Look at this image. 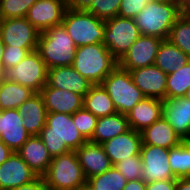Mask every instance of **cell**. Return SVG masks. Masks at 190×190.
<instances>
[{"label": "cell", "instance_id": "48", "mask_svg": "<svg viewBox=\"0 0 190 190\" xmlns=\"http://www.w3.org/2000/svg\"><path fill=\"white\" fill-rule=\"evenodd\" d=\"M4 69L0 68V84L4 81L5 77H4Z\"/></svg>", "mask_w": 190, "mask_h": 190}, {"label": "cell", "instance_id": "40", "mask_svg": "<svg viewBox=\"0 0 190 190\" xmlns=\"http://www.w3.org/2000/svg\"><path fill=\"white\" fill-rule=\"evenodd\" d=\"M176 179L160 180L146 183V190H175Z\"/></svg>", "mask_w": 190, "mask_h": 190}, {"label": "cell", "instance_id": "43", "mask_svg": "<svg viewBox=\"0 0 190 190\" xmlns=\"http://www.w3.org/2000/svg\"><path fill=\"white\" fill-rule=\"evenodd\" d=\"M123 190H146V182L142 179L127 181Z\"/></svg>", "mask_w": 190, "mask_h": 190}, {"label": "cell", "instance_id": "28", "mask_svg": "<svg viewBox=\"0 0 190 190\" xmlns=\"http://www.w3.org/2000/svg\"><path fill=\"white\" fill-rule=\"evenodd\" d=\"M97 118L116 113L113 101L102 84L92 85L89 92L84 96V104Z\"/></svg>", "mask_w": 190, "mask_h": 190}, {"label": "cell", "instance_id": "13", "mask_svg": "<svg viewBox=\"0 0 190 190\" xmlns=\"http://www.w3.org/2000/svg\"><path fill=\"white\" fill-rule=\"evenodd\" d=\"M162 40L154 36L141 35L118 62V65L128 71L154 65Z\"/></svg>", "mask_w": 190, "mask_h": 190}, {"label": "cell", "instance_id": "14", "mask_svg": "<svg viewBox=\"0 0 190 190\" xmlns=\"http://www.w3.org/2000/svg\"><path fill=\"white\" fill-rule=\"evenodd\" d=\"M135 86L149 98L166 99L167 74L156 65L130 70Z\"/></svg>", "mask_w": 190, "mask_h": 190}, {"label": "cell", "instance_id": "6", "mask_svg": "<svg viewBox=\"0 0 190 190\" xmlns=\"http://www.w3.org/2000/svg\"><path fill=\"white\" fill-rule=\"evenodd\" d=\"M62 25L77 47L102 43L105 21L86 10L66 9Z\"/></svg>", "mask_w": 190, "mask_h": 190}, {"label": "cell", "instance_id": "23", "mask_svg": "<svg viewBox=\"0 0 190 190\" xmlns=\"http://www.w3.org/2000/svg\"><path fill=\"white\" fill-rule=\"evenodd\" d=\"M16 152L39 177L46 173L52 161V156L38 135H32Z\"/></svg>", "mask_w": 190, "mask_h": 190}, {"label": "cell", "instance_id": "36", "mask_svg": "<svg viewBox=\"0 0 190 190\" xmlns=\"http://www.w3.org/2000/svg\"><path fill=\"white\" fill-rule=\"evenodd\" d=\"M121 2L122 0H93L86 11L105 21L118 16Z\"/></svg>", "mask_w": 190, "mask_h": 190}, {"label": "cell", "instance_id": "20", "mask_svg": "<svg viewBox=\"0 0 190 190\" xmlns=\"http://www.w3.org/2000/svg\"><path fill=\"white\" fill-rule=\"evenodd\" d=\"M102 146L111 164L114 165L124 158L140 155L142 146L141 133L129 129L125 133L105 141Z\"/></svg>", "mask_w": 190, "mask_h": 190}, {"label": "cell", "instance_id": "49", "mask_svg": "<svg viewBox=\"0 0 190 190\" xmlns=\"http://www.w3.org/2000/svg\"><path fill=\"white\" fill-rule=\"evenodd\" d=\"M157 2H182V0H153Z\"/></svg>", "mask_w": 190, "mask_h": 190}, {"label": "cell", "instance_id": "15", "mask_svg": "<svg viewBox=\"0 0 190 190\" xmlns=\"http://www.w3.org/2000/svg\"><path fill=\"white\" fill-rule=\"evenodd\" d=\"M38 177L17 152H13L0 165V190H11L29 184Z\"/></svg>", "mask_w": 190, "mask_h": 190}, {"label": "cell", "instance_id": "22", "mask_svg": "<svg viewBox=\"0 0 190 190\" xmlns=\"http://www.w3.org/2000/svg\"><path fill=\"white\" fill-rule=\"evenodd\" d=\"M126 116L129 128L141 132L163 116V101L145 97Z\"/></svg>", "mask_w": 190, "mask_h": 190}, {"label": "cell", "instance_id": "47", "mask_svg": "<svg viewBox=\"0 0 190 190\" xmlns=\"http://www.w3.org/2000/svg\"><path fill=\"white\" fill-rule=\"evenodd\" d=\"M5 44L2 41L0 36V68H2V58H3V51H4Z\"/></svg>", "mask_w": 190, "mask_h": 190}, {"label": "cell", "instance_id": "26", "mask_svg": "<svg viewBox=\"0 0 190 190\" xmlns=\"http://www.w3.org/2000/svg\"><path fill=\"white\" fill-rule=\"evenodd\" d=\"M129 124L127 116L116 112L112 115L98 118L95 132L90 142L102 144L117 135L123 134L128 131Z\"/></svg>", "mask_w": 190, "mask_h": 190}, {"label": "cell", "instance_id": "39", "mask_svg": "<svg viewBox=\"0 0 190 190\" xmlns=\"http://www.w3.org/2000/svg\"><path fill=\"white\" fill-rule=\"evenodd\" d=\"M150 0H122L118 16L134 19Z\"/></svg>", "mask_w": 190, "mask_h": 190}, {"label": "cell", "instance_id": "7", "mask_svg": "<svg viewBox=\"0 0 190 190\" xmlns=\"http://www.w3.org/2000/svg\"><path fill=\"white\" fill-rule=\"evenodd\" d=\"M102 86L117 112L127 115L146 96L135 86L130 72L119 65L103 80Z\"/></svg>", "mask_w": 190, "mask_h": 190}, {"label": "cell", "instance_id": "37", "mask_svg": "<svg viewBox=\"0 0 190 190\" xmlns=\"http://www.w3.org/2000/svg\"><path fill=\"white\" fill-rule=\"evenodd\" d=\"M127 181L142 179V161L140 155L124 158L113 165Z\"/></svg>", "mask_w": 190, "mask_h": 190}, {"label": "cell", "instance_id": "38", "mask_svg": "<svg viewBox=\"0 0 190 190\" xmlns=\"http://www.w3.org/2000/svg\"><path fill=\"white\" fill-rule=\"evenodd\" d=\"M35 50H37V48L5 46L2 58V68L5 71L6 69L18 65L30 52Z\"/></svg>", "mask_w": 190, "mask_h": 190}, {"label": "cell", "instance_id": "51", "mask_svg": "<svg viewBox=\"0 0 190 190\" xmlns=\"http://www.w3.org/2000/svg\"><path fill=\"white\" fill-rule=\"evenodd\" d=\"M76 190H90L87 186Z\"/></svg>", "mask_w": 190, "mask_h": 190}, {"label": "cell", "instance_id": "11", "mask_svg": "<svg viewBox=\"0 0 190 190\" xmlns=\"http://www.w3.org/2000/svg\"><path fill=\"white\" fill-rule=\"evenodd\" d=\"M39 34L26 17L0 19V36L5 46L37 48Z\"/></svg>", "mask_w": 190, "mask_h": 190}, {"label": "cell", "instance_id": "10", "mask_svg": "<svg viewBox=\"0 0 190 190\" xmlns=\"http://www.w3.org/2000/svg\"><path fill=\"white\" fill-rule=\"evenodd\" d=\"M140 156L143 168L142 180L146 183L176 179L169 164V149L142 144Z\"/></svg>", "mask_w": 190, "mask_h": 190}, {"label": "cell", "instance_id": "2", "mask_svg": "<svg viewBox=\"0 0 190 190\" xmlns=\"http://www.w3.org/2000/svg\"><path fill=\"white\" fill-rule=\"evenodd\" d=\"M118 66V61L102 43L77 47L72 67L92 85L103 80Z\"/></svg>", "mask_w": 190, "mask_h": 190}, {"label": "cell", "instance_id": "17", "mask_svg": "<svg viewBox=\"0 0 190 190\" xmlns=\"http://www.w3.org/2000/svg\"><path fill=\"white\" fill-rule=\"evenodd\" d=\"M47 113L72 115L83 107L84 97L67 90L56 89L46 84L40 91Z\"/></svg>", "mask_w": 190, "mask_h": 190}, {"label": "cell", "instance_id": "24", "mask_svg": "<svg viewBox=\"0 0 190 190\" xmlns=\"http://www.w3.org/2000/svg\"><path fill=\"white\" fill-rule=\"evenodd\" d=\"M23 125L31 135H39L45 126L47 109L40 93H35L17 108Z\"/></svg>", "mask_w": 190, "mask_h": 190}, {"label": "cell", "instance_id": "5", "mask_svg": "<svg viewBox=\"0 0 190 190\" xmlns=\"http://www.w3.org/2000/svg\"><path fill=\"white\" fill-rule=\"evenodd\" d=\"M42 178L49 190H76L87 183L74 151L53 157Z\"/></svg>", "mask_w": 190, "mask_h": 190}, {"label": "cell", "instance_id": "29", "mask_svg": "<svg viewBox=\"0 0 190 190\" xmlns=\"http://www.w3.org/2000/svg\"><path fill=\"white\" fill-rule=\"evenodd\" d=\"M34 94L35 92L29 87L4 79L0 84V109H17Z\"/></svg>", "mask_w": 190, "mask_h": 190}, {"label": "cell", "instance_id": "35", "mask_svg": "<svg viewBox=\"0 0 190 190\" xmlns=\"http://www.w3.org/2000/svg\"><path fill=\"white\" fill-rule=\"evenodd\" d=\"M72 119L78 131L82 136L90 141L98 122V118L88 111L85 107H82L74 114H72Z\"/></svg>", "mask_w": 190, "mask_h": 190}, {"label": "cell", "instance_id": "12", "mask_svg": "<svg viewBox=\"0 0 190 190\" xmlns=\"http://www.w3.org/2000/svg\"><path fill=\"white\" fill-rule=\"evenodd\" d=\"M67 9L66 0H37L28 10L27 20L40 33L62 25Z\"/></svg>", "mask_w": 190, "mask_h": 190}, {"label": "cell", "instance_id": "46", "mask_svg": "<svg viewBox=\"0 0 190 190\" xmlns=\"http://www.w3.org/2000/svg\"><path fill=\"white\" fill-rule=\"evenodd\" d=\"M175 190H190V178L176 179Z\"/></svg>", "mask_w": 190, "mask_h": 190}, {"label": "cell", "instance_id": "4", "mask_svg": "<svg viewBox=\"0 0 190 190\" xmlns=\"http://www.w3.org/2000/svg\"><path fill=\"white\" fill-rule=\"evenodd\" d=\"M77 46L63 25L39 34L37 51L48 69L72 66Z\"/></svg>", "mask_w": 190, "mask_h": 190}, {"label": "cell", "instance_id": "45", "mask_svg": "<svg viewBox=\"0 0 190 190\" xmlns=\"http://www.w3.org/2000/svg\"><path fill=\"white\" fill-rule=\"evenodd\" d=\"M181 15L190 21V0H182L180 5Z\"/></svg>", "mask_w": 190, "mask_h": 190}, {"label": "cell", "instance_id": "30", "mask_svg": "<svg viewBox=\"0 0 190 190\" xmlns=\"http://www.w3.org/2000/svg\"><path fill=\"white\" fill-rule=\"evenodd\" d=\"M169 164L176 179L190 178V140L169 149Z\"/></svg>", "mask_w": 190, "mask_h": 190}, {"label": "cell", "instance_id": "44", "mask_svg": "<svg viewBox=\"0 0 190 190\" xmlns=\"http://www.w3.org/2000/svg\"><path fill=\"white\" fill-rule=\"evenodd\" d=\"M3 141L0 140V165L5 162L13 153Z\"/></svg>", "mask_w": 190, "mask_h": 190}, {"label": "cell", "instance_id": "1", "mask_svg": "<svg viewBox=\"0 0 190 190\" xmlns=\"http://www.w3.org/2000/svg\"><path fill=\"white\" fill-rule=\"evenodd\" d=\"M53 157L75 151L87 140L76 128L72 115L47 113L45 126L38 135Z\"/></svg>", "mask_w": 190, "mask_h": 190}, {"label": "cell", "instance_id": "50", "mask_svg": "<svg viewBox=\"0 0 190 190\" xmlns=\"http://www.w3.org/2000/svg\"><path fill=\"white\" fill-rule=\"evenodd\" d=\"M185 99L189 100L190 101V87L189 89L186 91V93L184 94L183 96Z\"/></svg>", "mask_w": 190, "mask_h": 190}, {"label": "cell", "instance_id": "8", "mask_svg": "<svg viewBox=\"0 0 190 190\" xmlns=\"http://www.w3.org/2000/svg\"><path fill=\"white\" fill-rule=\"evenodd\" d=\"M140 36L134 19L116 16L105 20L103 45L118 62Z\"/></svg>", "mask_w": 190, "mask_h": 190}, {"label": "cell", "instance_id": "33", "mask_svg": "<svg viewBox=\"0 0 190 190\" xmlns=\"http://www.w3.org/2000/svg\"><path fill=\"white\" fill-rule=\"evenodd\" d=\"M190 57V21L180 15L167 38Z\"/></svg>", "mask_w": 190, "mask_h": 190}, {"label": "cell", "instance_id": "31", "mask_svg": "<svg viewBox=\"0 0 190 190\" xmlns=\"http://www.w3.org/2000/svg\"><path fill=\"white\" fill-rule=\"evenodd\" d=\"M127 179L114 166L102 174L87 180L86 186L90 190H123Z\"/></svg>", "mask_w": 190, "mask_h": 190}, {"label": "cell", "instance_id": "41", "mask_svg": "<svg viewBox=\"0 0 190 190\" xmlns=\"http://www.w3.org/2000/svg\"><path fill=\"white\" fill-rule=\"evenodd\" d=\"M11 190H49V189L46 186L44 179L42 177H38L36 180H34L29 184L22 185Z\"/></svg>", "mask_w": 190, "mask_h": 190}, {"label": "cell", "instance_id": "42", "mask_svg": "<svg viewBox=\"0 0 190 190\" xmlns=\"http://www.w3.org/2000/svg\"><path fill=\"white\" fill-rule=\"evenodd\" d=\"M93 0H66V6L71 10H87Z\"/></svg>", "mask_w": 190, "mask_h": 190}, {"label": "cell", "instance_id": "18", "mask_svg": "<svg viewBox=\"0 0 190 190\" xmlns=\"http://www.w3.org/2000/svg\"><path fill=\"white\" fill-rule=\"evenodd\" d=\"M163 117L183 140H190V101L184 97L163 101Z\"/></svg>", "mask_w": 190, "mask_h": 190}, {"label": "cell", "instance_id": "19", "mask_svg": "<svg viewBox=\"0 0 190 190\" xmlns=\"http://www.w3.org/2000/svg\"><path fill=\"white\" fill-rule=\"evenodd\" d=\"M74 152L87 180L104 173L113 166L102 144L87 141Z\"/></svg>", "mask_w": 190, "mask_h": 190}, {"label": "cell", "instance_id": "16", "mask_svg": "<svg viewBox=\"0 0 190 190\" xmlns=\"http://www.w3.org/2000/svg\"><path fill=\"white\" fill-rule=\"evenodd\" d=\"M31 136L17 109L0 111V140L12 151L16 152Z\"/></svg>", "mask_w": 190, "mask_h": 190}, {"label": "cell", "instance_id": "21", "mask_svg": "<svg viewBox=\"0 0 190 190\" xmlns=\"http://www.w3.org/2000/svg\"><path fill=\"white\" fill-rule=\"evenodd\" d=\"M47 84L50 87L71 91L83 97L92 86L91 82L81 76L72 66L48 69Z\"/></svg>", "mask_w": 190, "mask_h": 190}, {"label": "cell", "instance_id": "9", "mask_svg": "<svg viewBox=\"0 0 190 190\" xmlns=\"http://www.w3.org/2000/svg\"><path fill=\"white\" fill-rule=\"evenodd\" d=\"M5 80L17 82L40 93L47 84L48 68L37 50L30 52L18 65L6 69Z\"/></svg>", "mask_w": 190, "mask_h": 190}, {"label": "cell", "instance_id": "27", "mask_svg": "<svg viewBox=\"0 0 190 190\" xmlns=\"http://www.w3.org/2000/svg\"><path fill=\"white\" fill-rule=\"evenodd\" d=\"M189 61L190 57L188 55L176 45L172 44L168 39H164L158 48L154 65L168 75L178 71Z\"/></svg>", "mask_w": 190, "mask_h": 190}, {"label": "cell", "instance_id": "25", "mask_svg": "<svg viewBox=\"0 0 190 190\" xmlns=\"http://www.w3.org/2000/svg\"><path fill=\"white\" fill-rule=\"evenodd\" d=\"M140 133L142 144L159 146L165 149L176 147L183 142L163 116Z\"/></svg>", "mask_w": 190, "mask_h": 190}, {"label": "cell", "instance_id": "3", "mask_svg": "<svg viewBox=\"0 0 190 190\" xmlns=\"http://www.w3.org/2000/svg\"><path fill=\"white\" fill-rule=\"evenodd\" d=\"M181 2H157L150 0L134 18L141 35L167 39L171 28L181 15Z\"/></svg>", "mask_w": 190, "mask_h": 190}, {"label": "cell", "instance_id": "34", "mask_svg": "<svg viewBox=\"0 0 190 190\" xmlns=\"http://www.w3.org/2000/svg\"><path fill=\"white\" fill-rule=\"evenodd\" d=\"M37 0H1L0 19L26 17L29 8Z\"/></svg>", "mask_w": 190, "mask_h": 190}, {"label": "cell", "instance_id": "32", "mask_svg": "<svg viewBox=\"0 0 190 190\" xmlns=\"http://www.w3.org/2000/svg\"><path fill=\"white\" fill-rule=\"evenodd\" d=\"M190 87V61L167 75L166 99L183 97Z\"/></svg>", "mask_w": 190, "mask_h": 190}]
</instances>
